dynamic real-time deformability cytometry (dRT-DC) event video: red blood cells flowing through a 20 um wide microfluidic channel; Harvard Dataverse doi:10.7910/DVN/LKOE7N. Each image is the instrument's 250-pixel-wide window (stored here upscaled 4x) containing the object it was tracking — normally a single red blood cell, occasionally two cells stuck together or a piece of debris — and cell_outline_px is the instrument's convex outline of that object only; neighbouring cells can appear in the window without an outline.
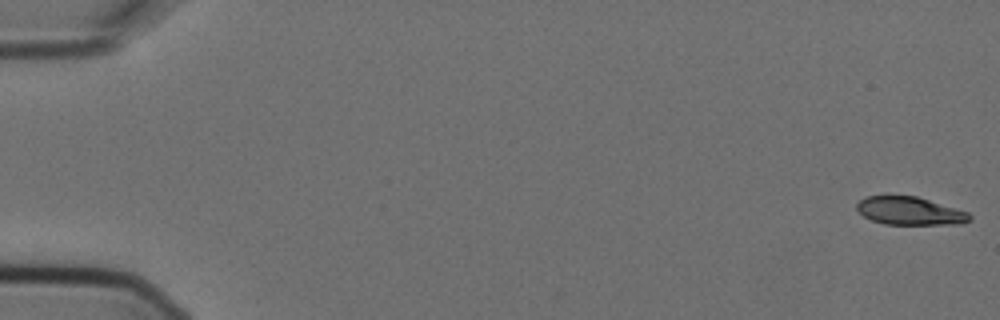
{"species": "Egyptian fruit bat (a non-hibernating species)", "species_latin": "Rousettus aegyptiacus", "temperature_condition": "cold", "stored_images_in_passage": 10, "camera_frame_rate_fps": 3000, "um_per_image_px": 0.085, "animal": {"sex": "female"}, "frame": {"image": 1, "passage_image": 1, "time_ms": 0.0, "image_size_px": [1000, 320], "cell_outline_px": [[972, 220], [960, 224], [884, 224], [872, 220], [864, 216], [856, 208], [856, 204], [864, 196], [916, 196], [968, 212], [972, 216]], "centroid_in_image_um": [77.34, 17.93], "position_along_channel_um": 7.7, "area_um2": 18.32}}
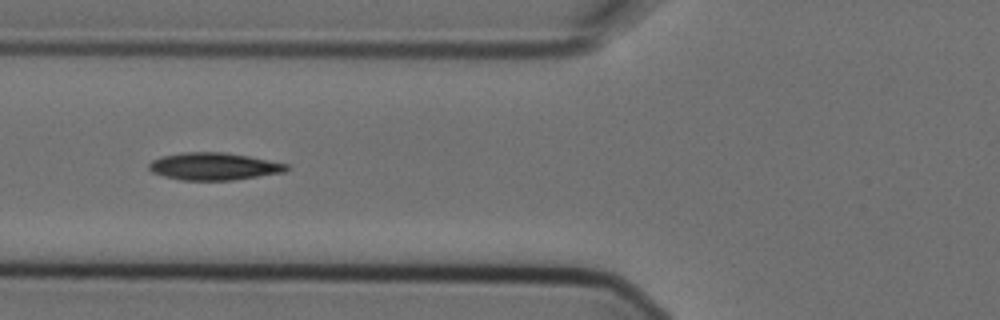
{"frame": {"image": 2, "passage_image": 6, "time_ms": 1.667, "image_size_px": [1000, 320], "cell_outline_px": [[288, 168], [284, 172], [232, 180], [180, 180], [164, 176], [152, 172], [148, 168], [148, 164], [152, 160], [160, 156], [180, 152], [224, 152], [248, 156], [288, 164]], "centroid_in_image_um": [18.12, 14.13], "position_along_channel_um": 107.7, "area_um2": 21.91}}
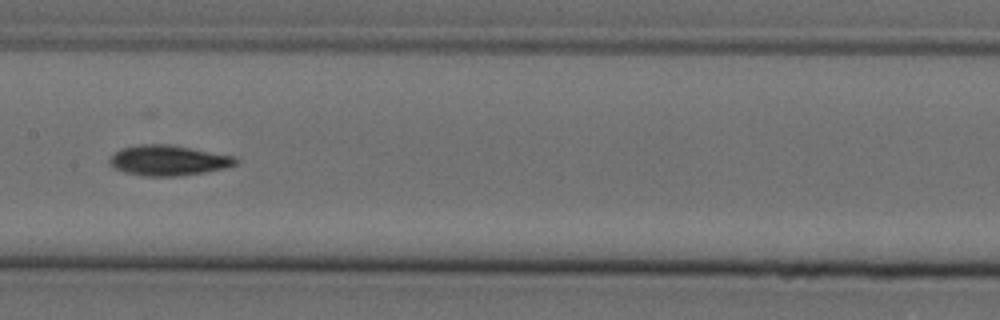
{"frame": {"image": 3, "passage_image": 8, "time_ms": 2.333, "image_size_px": [1000, 320], "cell_outline_px": [[240, 160], [236, 164], [224, 168], [204, 172], [176, 176], [144, 176], [124, 172], [116, 168], [108, 160], [120, 148], [140, 144], [168, 144], [236, 156]], "centroid_in_image_um": [14.33, 13.63], "position_along_channel_um": 193.1, "area_um2": 22.14}}